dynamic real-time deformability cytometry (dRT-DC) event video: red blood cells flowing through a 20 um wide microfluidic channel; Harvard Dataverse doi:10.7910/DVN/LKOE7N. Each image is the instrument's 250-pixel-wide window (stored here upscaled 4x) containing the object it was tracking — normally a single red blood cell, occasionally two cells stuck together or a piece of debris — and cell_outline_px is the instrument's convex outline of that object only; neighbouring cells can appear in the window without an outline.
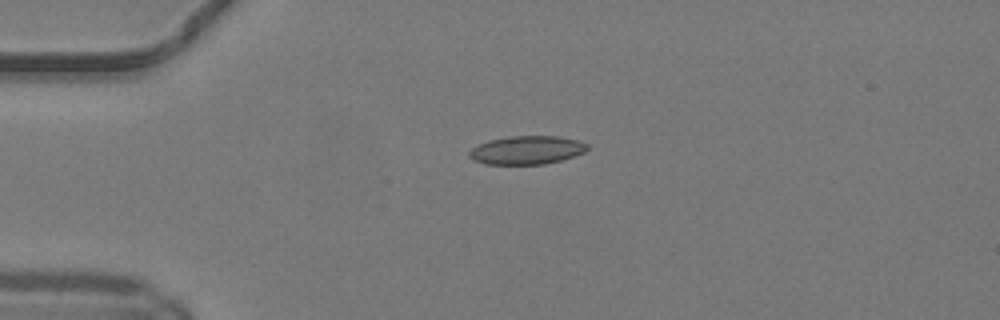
{"species": "common noctule bat (a hibernating species)", "species_latin": "Nyctalus noctula", "temperature_condition": "warm", "stored_images_in_passage": 38, "camera_frame_rate_fps": 3000, "um_per_image_px": 0.085, "animal": {"sex": "male", "body_mass_g": 19.2, "forearm_length_mm": 51.8}, "frame": {"image": 1, "passage_image": 1, "time_ms": 0.0, "image_size_px": [1000, 320], "cell_outline_px": [[588, 148], [584, 152], [560, 160], [544, 164], [484, 164], [472, 160], [468, 156], [468, 152], [472, 148], [488, 140], [512, 136], [556, 136], [576, 140], [588, 144]], "centroid_in_image_um": [44.73, 12.76], "position_along_channel_um": 40.3, "area_um2": 19.42}}
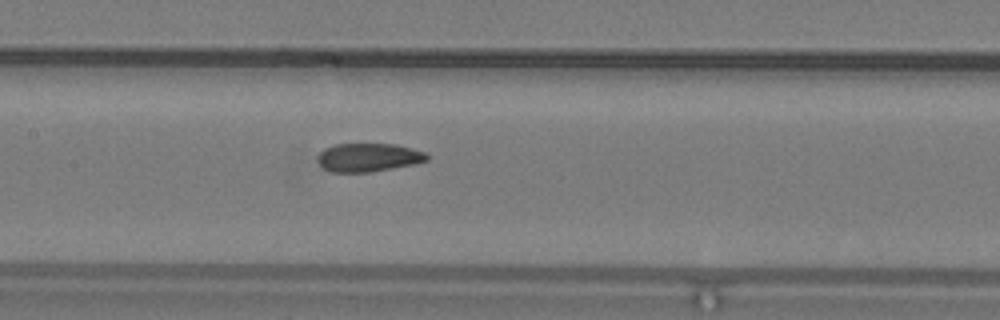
{"frame": {"image": 2, "passage_image": 13, "time_ms": 4.0, "image_size_px": [1000, 320], "cell_outline_px": [[428, 160], [412, 164], [372, 172], [332, 172], [324, 168], [316, 160], [320, 152], [324, 148], [332, 144], [396, 144], [424, 152], [428, 156]], "centroid_in_image_um": [31.27, 13.38], "position_along_channel_um": 176.1, "area_um2": 18.03}}
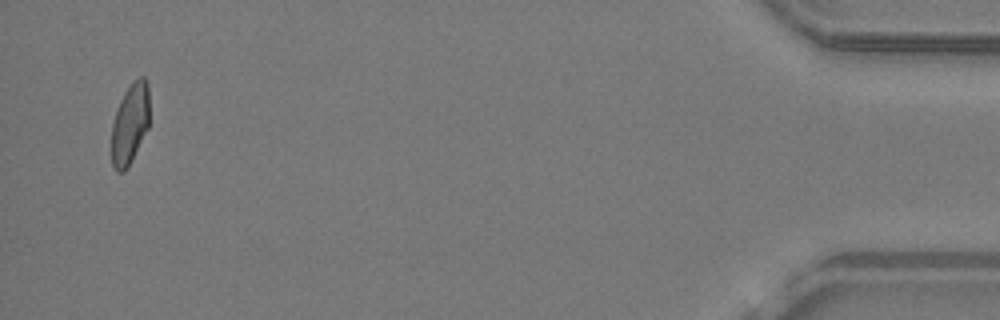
{"frame": {"image": 3, "passage_image": 37, "time_ms": 12.0, "image_size_px": [1000, 320], "cell_outline_px": [[148, 128], [128, 168], [124, 172], [116, 172], [112, 168], [112, 124], [116, 108], [124, 92], [132, 80], [140, 76], [144, 76], [148, 84]], "centroid_in_image_um": [11.03, 10.52], "position_along_channel_um": 424.2, "area_um2": 18.03}, "authors_computed_cell_mechanics": {"area_um2": 18.9295, "velocity_mm_per_s": 4.1845, "shape_relaxation_time_tau1_ms": null, "shape_relaxation_time_tau2_ms": 1.9126, "deformation_change_tau1": null, "deformation_change_tau2": 0.0775}}